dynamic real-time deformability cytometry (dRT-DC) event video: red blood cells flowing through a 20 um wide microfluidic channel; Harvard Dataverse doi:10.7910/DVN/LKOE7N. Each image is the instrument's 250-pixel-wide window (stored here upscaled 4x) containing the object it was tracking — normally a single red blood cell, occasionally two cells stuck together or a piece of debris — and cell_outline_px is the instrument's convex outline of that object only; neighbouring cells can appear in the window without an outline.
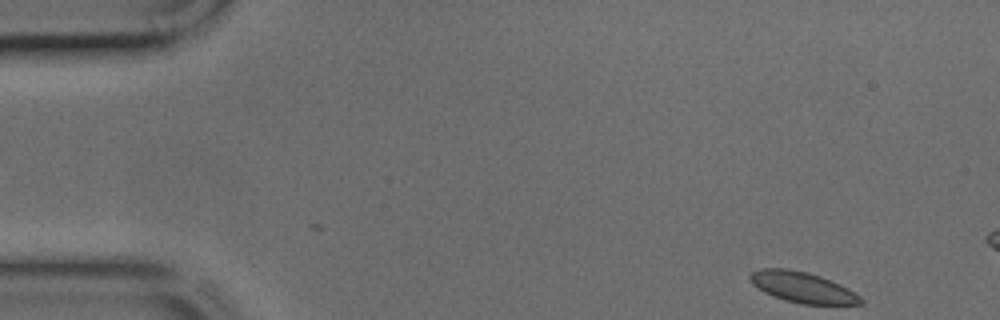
{"species": "common noctule bat (a hibernating species)", "species_latin": "Nyctalus noctula", "temperature_condition": "cold", "stored_images_in_passage": 9, "camera_frame_rate_fps": 3000, "um_per_image_px": 0.085, "animal": {"sex": "male", "body_mass_g": 17.9, "forearm_length_mm": 54.2}, "frame": {"image": 1, "passage_image": 1, "time_ms": 0.0, "image_size_px": [1000, 320], "cell_outline_px": [[864, 304], [800, 304], [784, 300], [772, 296], [764, 292], [752, 284], [748, 280], [748, 276], [752, 272], [760, 268], [788, 268], [808, 272], [820, 276], [840, 284], [848, 288], [860, 296], [864, 300]], "centroid_in_image_um": [68.19, 24.41], "position_along_channel_um": 16.8, "area_um2": 20.0}}